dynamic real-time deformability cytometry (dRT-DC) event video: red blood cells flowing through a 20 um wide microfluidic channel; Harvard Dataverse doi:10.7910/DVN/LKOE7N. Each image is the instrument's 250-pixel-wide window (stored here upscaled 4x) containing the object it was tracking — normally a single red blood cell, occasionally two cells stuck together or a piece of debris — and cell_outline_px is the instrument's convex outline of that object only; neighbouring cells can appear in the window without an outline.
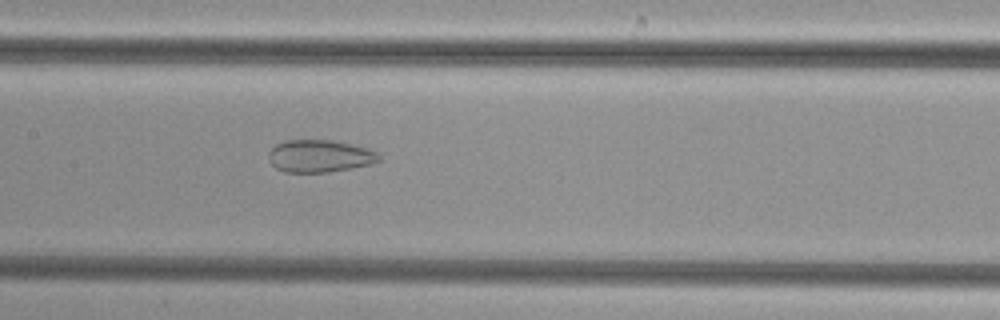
{"species": "common noctule bat (a hibernating species)", "species_latin": "Nyctalus noctula", "temperature_condition": "cold", "stored_images_in_passage": 45, "camera_frame_rate_fps": 3000, "um_per_image_px": 0.085, "animal": {"sex": "female", "body_mass_g": 29.2, "forearm_length_mm": 56.3}, "frame": {"image": 1, "passage_image": 19, "time_ms": 6.0, "image_size_px": [1000, 320], "cell_outline_px": [[380, 160], [372, 164], [352, 168], [328, 172], [284, 172], [276, 168], [272, 164], [268, 156], [268, 152], [276, 144], [284, 140], [332, 140], [364, 148], [376, 152], [380, 156]], "centroid_in_image_um": [27.14, 13.27], "position_along_channel_um": 180.3, "area_um2": 20.69}}
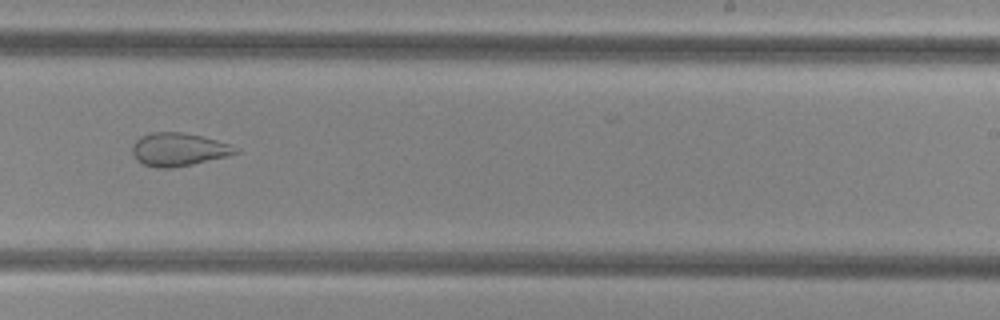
{"frame": {"image": 2, "passage_image": 26, "time_ms": 8.333, "image_size_px": [1000, 320], "cell_outline_px": [[240, 152], [228, 156], [192, 164], [172, 168], [156, 168], [144, 164], [136, 160], [132, 152], [132, 144], [140, 136], [148, 132], [180, 132], [200, 136], [232, 144], [240, 148]], "centroid_in_image_um": [15.18, 12.7], "position_along_channel_um": 273.8, "area_um2": 20.11}}
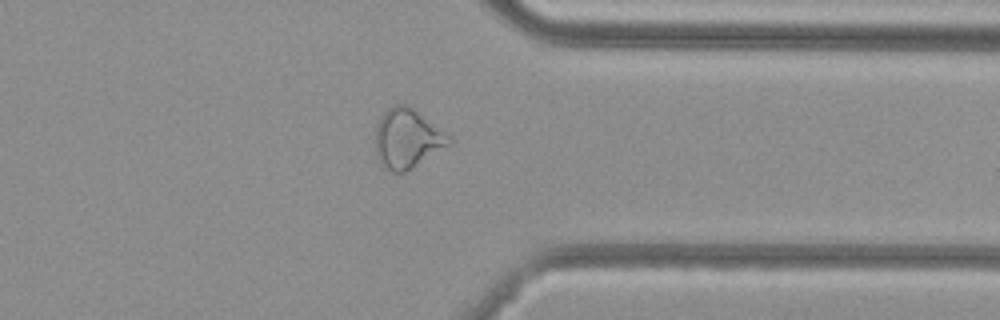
{"frame": {"image": 3, "passage_image": 34, "time_ms": 11.0, "image_size_px": [1000, 320], "cell_outline_px": [[452, 144], [412, 168], [404, 172], [392, 172], [376, 156], [376, 128], [380, 116], [392, 104], [408, 104], [448, 136], [452, 140]], "centroid_in_image_um": [34.61, 11.76], "position_along_channel_um": 376.8, "area_um2": 25.03}}